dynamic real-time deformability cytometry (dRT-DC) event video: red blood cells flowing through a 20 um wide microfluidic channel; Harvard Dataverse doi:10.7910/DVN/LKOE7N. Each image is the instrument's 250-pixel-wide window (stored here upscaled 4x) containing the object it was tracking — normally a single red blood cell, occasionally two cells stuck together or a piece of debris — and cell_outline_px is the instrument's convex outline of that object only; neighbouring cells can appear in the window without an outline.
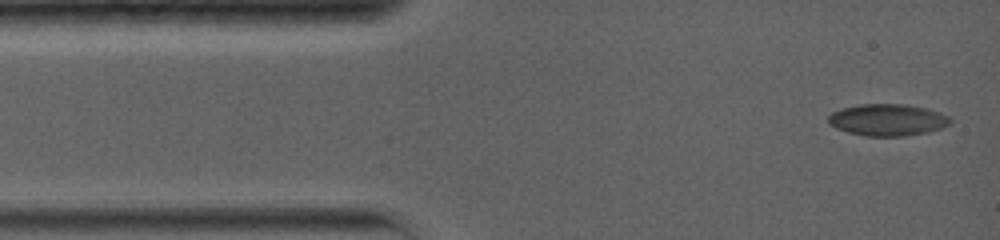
{"species": "common noctule bat (a hibernating species)", "species_latin": "Nyctalus noctula", "temperature_condition": "warm", "stored_images_in_passage": 87, "camera_frame_rate_fps": 5000, "um_per_image_px": 0.085, "animal": {"sex": "female", "body_mass_g": 19.0, "forearm_length_mm": 56.7}, "frame": {"image": 1, "passage_image": 1, "time_ms": 0.0, "image_size_px": [1000, 240], "cell_outline_px": [[952, 124], [928, 132], [904, 136], [864, 136], [848, 132], [836, 128], [828, 124], [828, 116], [832, 112], [844, 108], [860, 104], [904, 104], [928, 108], [948, 116], [952, 120]], "centroid_in_image_um": [75.45, 10.19], "position_along_channel_um": 9.5, "area_um2": 22.66}}
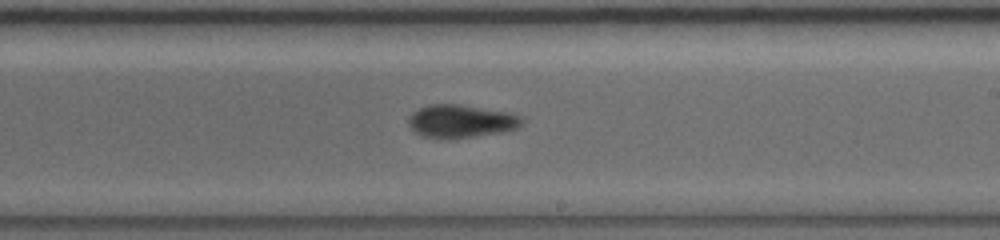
{"frame": {"image": 2, "passage_image": 39, "time_ms": 8.2, "image_size_px": [1000, 240], "cell_outline_px": [[524, 124], [516, 128], [500, 132], [448, 140], [420, 136], [408, 124], [408, 116], [412, 112], [428, 104], [460, 104], [508, 112], [520, 116], [524, 120]], "centroid_in_image_um": [39.15, 10.31], "position_along_channel_um": 249.8, "area_um2": 22.02}}
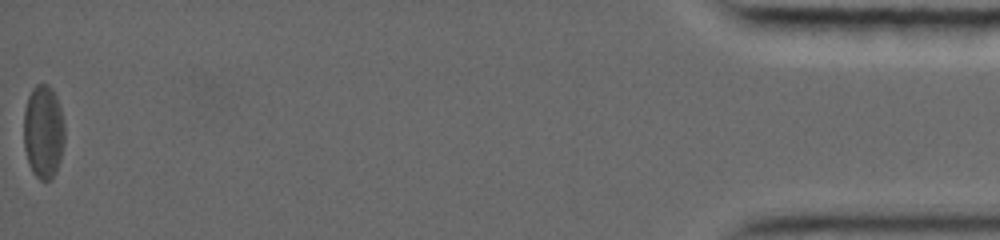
{"frame": {"image": 3, "passage_image": 87, "time_ms": 16.8, "image_size_px": [1000, 240], "cell_outline_px": [[64, 140], [60, 160], [56, 172], [48, 180], [40, 180], [32, 172], [28, 164], [24, 148], [24, 108], [28, 96], [32, 88], [36, 84], [48, 84], [52, 88], [56, 96], [60, 108], [64, 124]], "centroid_in_image_um": [3.67, 11.18], "position_along_channel_um": 431.5, "area_um2": 22.43}, "authors_computed_cell_mechanics": {"area_um2": 21.9062, "velocity_mm_per_s": 3.737, "shape_relaxation_time_tau1_ms": null, "shape_relaxation_time_tau2_ms": 1.8206, "deformation_change_tau1": null, "deformation_change_tau2": 0.0624}}